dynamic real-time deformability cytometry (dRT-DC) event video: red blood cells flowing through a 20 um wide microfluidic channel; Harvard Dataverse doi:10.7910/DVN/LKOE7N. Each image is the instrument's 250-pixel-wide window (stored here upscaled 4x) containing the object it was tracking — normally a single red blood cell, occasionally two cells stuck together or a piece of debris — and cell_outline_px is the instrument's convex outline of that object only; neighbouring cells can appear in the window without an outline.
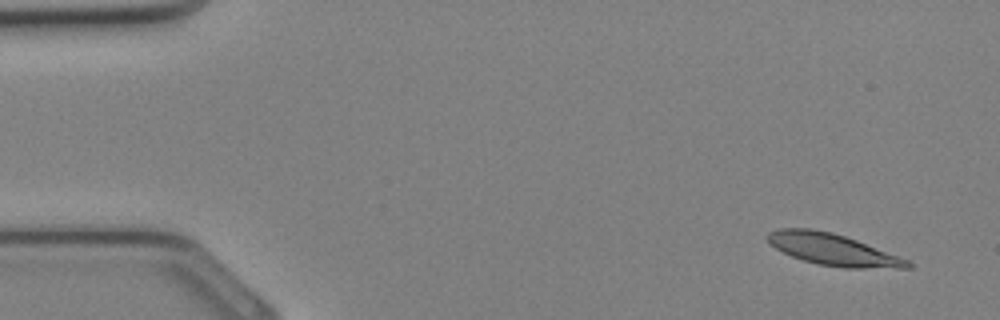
{"species": "Egyptian fruit bat (a non-hibernating species)", "species_latin": "Rousettus aegyptiacus", "temperature_condition": "cold", "stored_images_in_passage": 9, "camera_frame_rate_fps": 3000, "um_per_image_px": 0.085, "animal": {"sex": "female"}, "frame": {"image": 1, "passage_image": 2, "time_ms": 0.333, "image_size_px": [1000, 320], "cell_outline_px": [[912, 268], [844, 268], [820, 264], [804, 260], [792, 256], [776, 248], [764, 236], [768, 232], [780, 228], [812, 228], [832, 232], [856, 240], [908, 260], [912, 264]], "centroid_in_image_um": [70.77, 21.2], "position_along_channel_um": 14.2, "area_um2": 25.49}}